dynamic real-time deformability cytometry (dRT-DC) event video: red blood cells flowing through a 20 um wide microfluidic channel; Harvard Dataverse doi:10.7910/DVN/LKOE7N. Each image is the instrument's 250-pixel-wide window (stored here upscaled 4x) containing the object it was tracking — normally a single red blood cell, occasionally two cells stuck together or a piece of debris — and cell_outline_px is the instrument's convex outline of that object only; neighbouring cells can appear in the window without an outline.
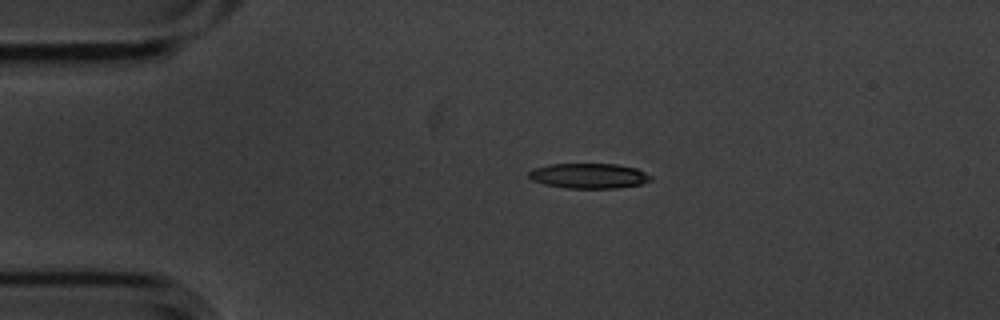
{"species": "common noctule bat (a hibernating species)", "species_latin": "Nyctalus noctula", "temperature_condition": "cold", "stored_images_in_passage": 2, "camera_frame_rate_fps": 3000, "um_per_image_px": 0.085, "animal": {"sex": "male", "body_mass_g": 20.1, "forearm_length_mm": 53.5}, "frame": {"image": 1, "passage_image": 1, "time_ms": 0.0, "image_size_px": [1000, 320], "cell_outline_px": [[652, 180], [640, 184], [620, 188], [564, 188], [544, 184], [532, 180], [528, 176], [528, 172], [532, 168], [548, 164], [616, 164], [636, 168], [652, 176]], "centroid_in_image_um": [50.03, 14.94], "position_along_channel_um": 35.0, "area_um2": 17.98}}